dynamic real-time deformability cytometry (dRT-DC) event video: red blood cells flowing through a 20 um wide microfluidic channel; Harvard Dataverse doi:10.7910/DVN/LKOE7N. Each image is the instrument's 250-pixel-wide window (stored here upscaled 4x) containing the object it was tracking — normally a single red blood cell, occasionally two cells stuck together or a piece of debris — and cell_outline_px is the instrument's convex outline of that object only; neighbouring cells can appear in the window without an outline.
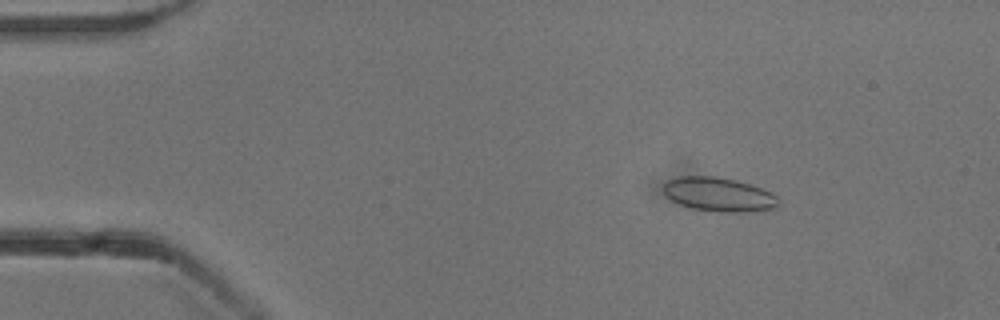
{"species": "common noctule bat (a hibernating species)", "species_latin": "Nyctalus noctula", "temperature_condition": "cold", "stored_images_in_passage": 54, "camera_frame_rate_fps": 3000, "um_per_image_px": 0.085, "animal": {"sex": "male", "body_mass_g": 13.3}, "frame": {"image": 1, "passage_image": 8, "time_ms": 2.333, "image_size_px": [1000, 320], "cell_outline_px": [[780, 204], [776, 208], [744, 212], [720, 212], [692, 208], [680, 204], [672, 200], [664, 192], [664, 184], [668, 180], [680, 176], [716, 176], [736, 180], [772, 192], [776, 196]], "centroid_in_image_um": [61.12, 16.53], "position_along_channel_um": 23.9, "area_um2": 22.66}}
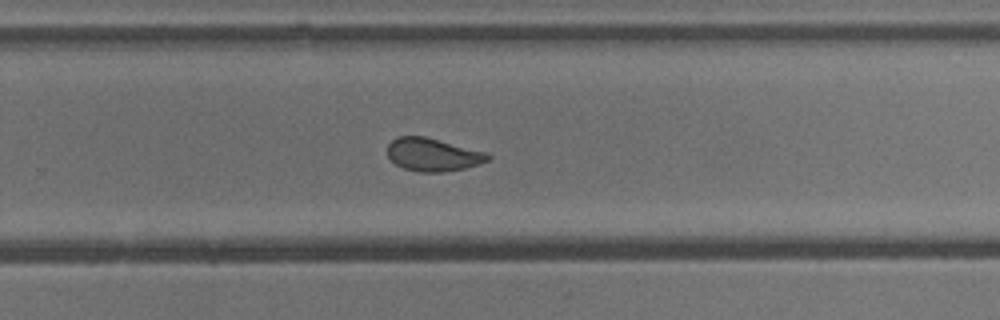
{"frame": {"image": 2, "passage_image": 35, "time_ms": 11.333, "image_size_px": [1000, 320], "cell_outline_px": [[492, 160], [480, 164], [464, 168], [444, 172], [420, 172], [404, 168], [396, 164], [388, 156], [388, 144], [396, 136], [424, 136], [484, 152], [492, 156]], "centroid_in_image_um": [36.8, 13.15], "position_along_channel_um": 293.0, "area_um2": 19.19}}
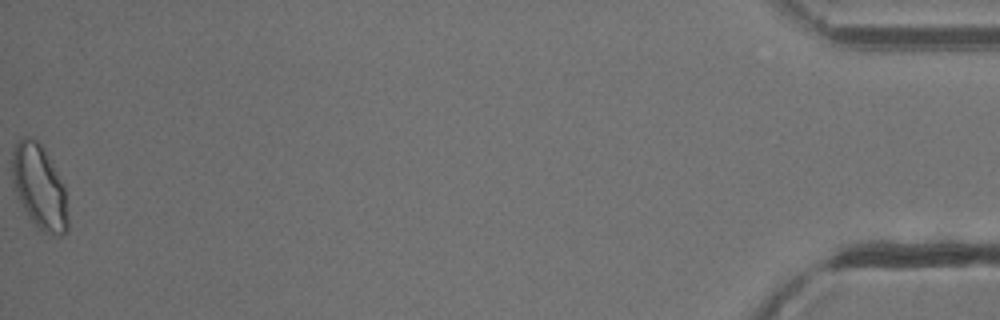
{"frame": {"image": 3, "passage_image": 54, "time_ms": 17.667, "image_size_px": [1000, 320], "cell_outline_px": [[68, 232], [60, 236], [52, 236], [36, 228], [28, 216], [16, 192], [12, 180], [12, 152], [16, 140], [24, 136], [28, 136], [36, 140], [44, 148], [64, 184], [68, 216]], "centroid_in_image_um": [3.36, 15.91], "position_along_channel_um": 431.8, "area_um2": 27.69}, "authors_computed_cell_mechanics": {"area_um2": 21.2415, "velocity_mm_per_s": 3.82, "shape_relaxation_time_tau1_ms": null, "shape_relaxation_time_tau2_ms": 0.9289, "deformation_change_tau1": null, "deformation_change_tau2": 0.0623}}